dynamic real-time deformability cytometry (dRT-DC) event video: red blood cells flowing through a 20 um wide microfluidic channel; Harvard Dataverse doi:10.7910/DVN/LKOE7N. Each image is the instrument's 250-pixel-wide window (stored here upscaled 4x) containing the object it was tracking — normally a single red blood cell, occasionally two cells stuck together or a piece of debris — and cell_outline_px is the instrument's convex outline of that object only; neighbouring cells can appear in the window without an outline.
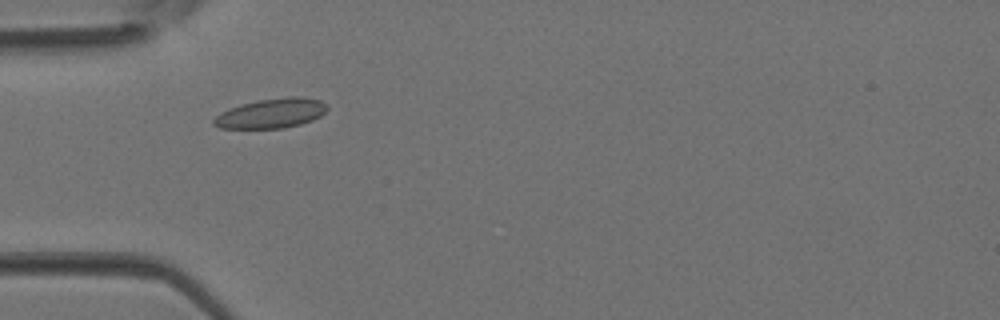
{"species": "Egyptian fruit bat (a non-hibernating species)", "species_latin": "Rousettus aegyptiacus", "temperature_condition": "room temperature", "stored_images_in_passage": 4, "camera_frame_rate_fps": 3000, "um_per_image_px": 0.085, "animal": {"sex": "female"}, "frame": {"image": 1, "passage_image": 2, "time_ms": 0.333, "image_size_px": [1000, 320], "cell_outline_px": [[328, 108], [320, 116], [312, 120], [300, 124], [284, 128], [220, 128], [212, 124], [212, 120], [220, 112], [240, 104], [256, 100], [288, 96], [304, 96], [320, 100], [328, 104]], "centroid_in_image_um": [23.07, 9.61], "position_along_channel_um": 61.9, "area_um2": 19.83}}
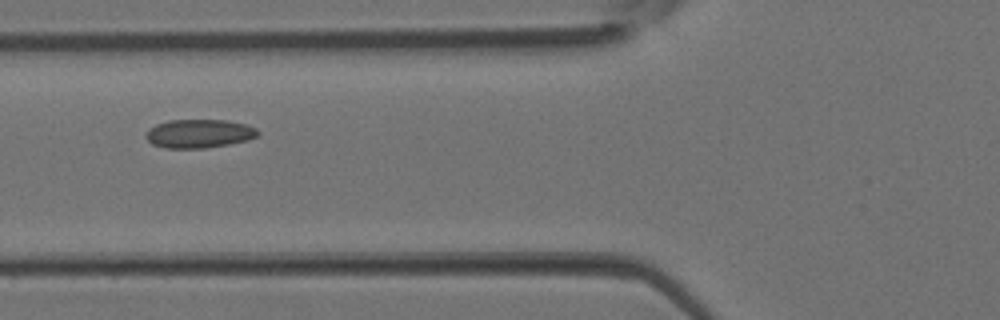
{"frame": {"image": 2, "passage_image": 3, "time_ms": 0.667, "image_size_px": [1000, 320], "cell_outline_px": [[260, 132], [256, 136], [248, 140], [228, 144], [204, 148], [164, 148], [152, 144], [144, 136], [148, 128], [156, 124], [168, 120], [228, 120], [244, 124], [256, 128]], "centroid_in_image_um": [16.89, 11.35], "position_along_channel_um": 108.9, "area_um2": 18.73}}
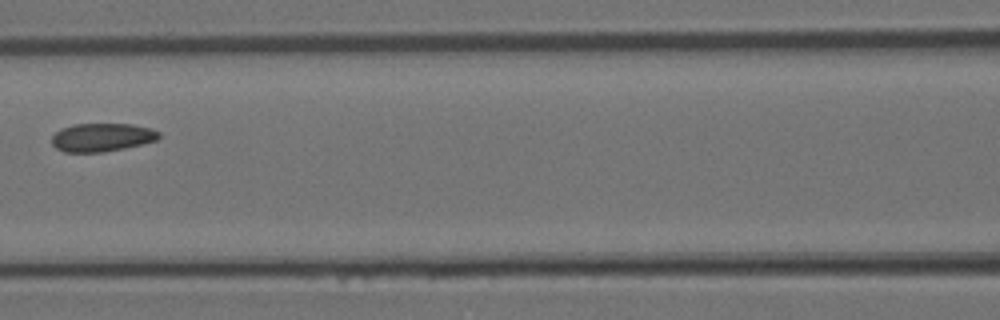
{"frame": {"image": 3, "passage_image": 4, "time_ms": 1.0, "image_size_px": [1000, 320], "cell_outline_px": [[160, 136], [156, 140], [124, 148], [104, 152], [64, 152], [56, 148], [52, 144], [52, 136], [60, 128], [72, 124], [132, 124], [152, 128], [160, 132]], "centroid_in_image_um": [8.65, 11.66], "position_along_channel_um": 158.0, "area_um2": 17.74}}